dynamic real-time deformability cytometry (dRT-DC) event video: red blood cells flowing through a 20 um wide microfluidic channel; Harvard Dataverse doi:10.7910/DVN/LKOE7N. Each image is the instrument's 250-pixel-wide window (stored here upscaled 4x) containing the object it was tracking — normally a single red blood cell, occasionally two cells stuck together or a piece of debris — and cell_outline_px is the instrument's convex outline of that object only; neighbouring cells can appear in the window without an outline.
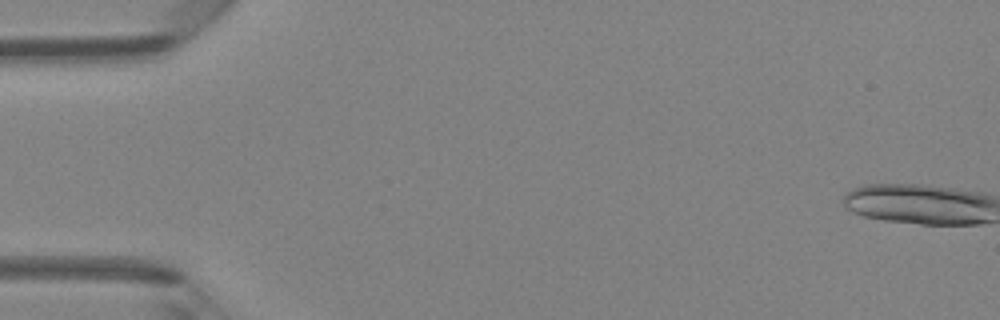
{"species": "Egyptian fruit bat (a non-hibernating species)", "species_latin": "Rousettus aegyptiacus", "temperature_condition": "room temperature", "stored_images_in_passage": 20, "segment_of_instrument_passage": [1, 2], "camera_frame_rate_fps": 3000, "um_per_image_px": 0.085, "animal": {"sex": "female"}, "frame": {"image": 1, "passage_image": 1, "time_ms": 0.0, "image_size_px": [1000, 320], "cell_outline_px": [[984, 220], [968, 224], [928, 224], [872, 216], [860, 212], [860, 192], [876, 188], [908, 188], [944, 192], [984, 200]], "centroid_in_image_um": [78.34, 17.52], "position_along_channel_um": 6.7, "area_um2": 26.47}}
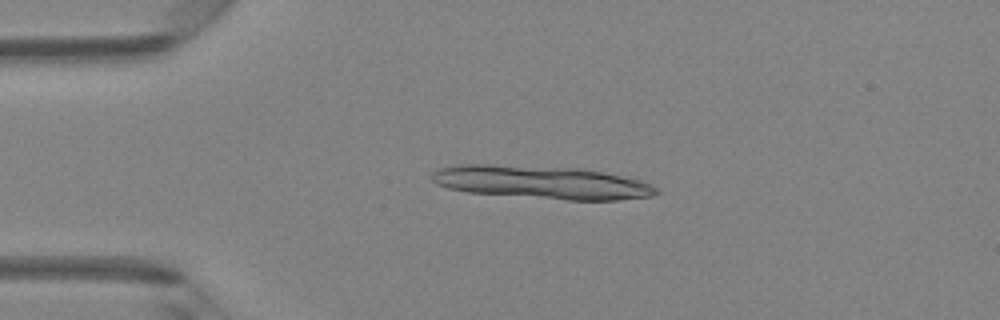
{"frame": {"image": 2, "passage_image": 12, "time_ms": 3.667, "image_size_px": [1000, 320], "cell_outline_px": [[652, 192], [644, 196], [608, 200], [576, 200], [476, 192], [456, 188], [444, 184], [452, 168], [508, 168], [592, 172], [612, 176], [644, 184]], "centroid_in_image_um": [46.36, 15.62], "position_along_channel_um": 38.6, "area_um2": 35.2}}